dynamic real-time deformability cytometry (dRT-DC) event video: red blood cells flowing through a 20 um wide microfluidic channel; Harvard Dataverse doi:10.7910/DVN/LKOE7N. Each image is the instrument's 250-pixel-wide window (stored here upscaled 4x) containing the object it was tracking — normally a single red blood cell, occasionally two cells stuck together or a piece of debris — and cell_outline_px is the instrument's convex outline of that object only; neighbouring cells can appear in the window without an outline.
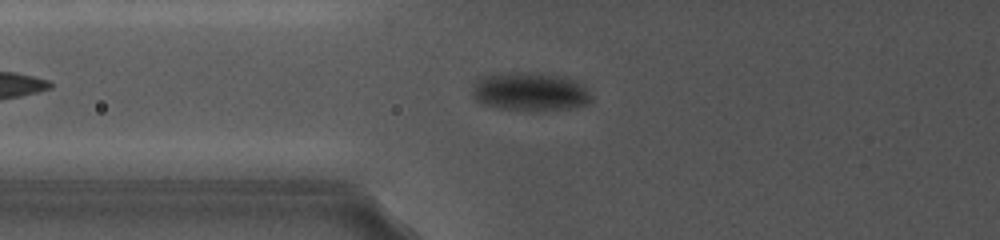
{"species": "common noctule bat (a hibernating species)", "species_latin": "Nyctalus noctula", "temperature_condition": "cold", "stored_images_in_passage": 32, "camera_frame_rate_fps": 5000, "um_per_image_px": 0.085, "animal": {"sex": "female", "body_mass_g": 19.0, "forearm_length_mm": 56.7}, "frame": {"image": 1, "passage_image": 7, "time_ms": 2.4, "image_size_px": [1000, 240], "cell_outline_px": [[592, 100], [588, 104], [572, 108], [500, 108], [484, 104], [476, 100], [472, 96], [472, 88], [476, 76], [500, 72], [544, 72], [564, 76], [584, 84], [592, 96]], "centroid_in_image_um": [45.03, 7.71], "position_along_channel_um": 80.8, "area_um2": 26.82}}
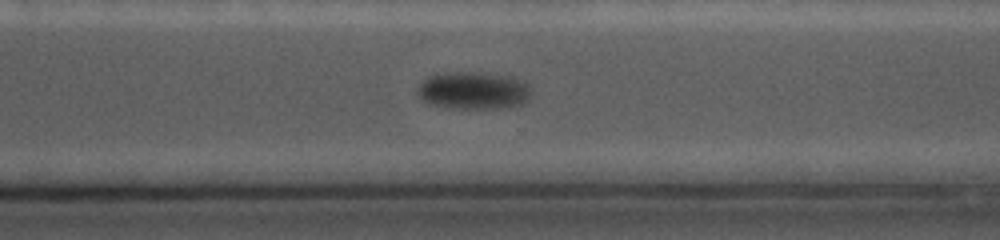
{"frame": {"image": 2, "passage_image": 25, "time_ms": 9.4, "image_size_px": [1000, 240], "cell_outline_px": [[532, 92], [528, 100], [524, 104], [508, 108], [448, 108], [428, 104], [420, 100], [416, 92], [416, 88], [428, 76], [444, 72], [472, 72], [508, 76], [524, 80], [532, 88]], "centroid_in_image_um": [40.24, 7.71], "position_along_channel_um": 330.4, "area_um2": 25.43}}
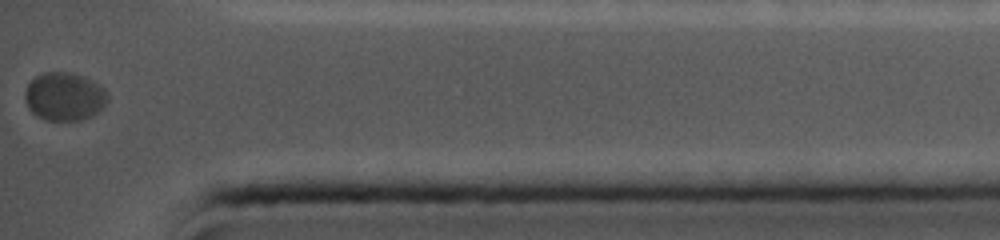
{"frame": {"image": 3, "passage_image": 32, "time_ms": 12.2, "image_size_px": [1000, 240], "cell_outline_px": [[108, 100], [96, 112], [80, 120], [44, 120], [36, 116], [28, 108], [24, 100], [24, 92], [28, 84], [36, 76], [44, 72], [72, 72], [84, 76], [104, 88], [108, 92]], "centroid_in_image_um": [5.44, 8.19], "position_along_channel_um": 429.8, "area_um2": 23.24}}